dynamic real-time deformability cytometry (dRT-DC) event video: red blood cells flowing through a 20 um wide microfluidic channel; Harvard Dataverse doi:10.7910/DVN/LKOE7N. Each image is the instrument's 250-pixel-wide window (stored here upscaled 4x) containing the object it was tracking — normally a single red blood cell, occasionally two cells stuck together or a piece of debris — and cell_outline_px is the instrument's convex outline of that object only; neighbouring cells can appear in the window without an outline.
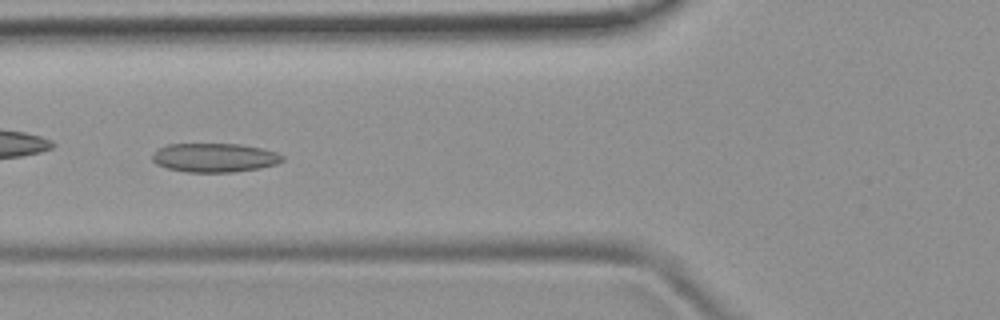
{"species": "common noctule bat (a hibernating species)", "species_latin": "Nyctalus noctula", "temperature_condition": "room temperature", "stored_images_in_passage": 9, "camera_frame_rate_fps": 3000, "um_per_image_px": 0.085, "animal": {"sex": "female", "body_mass_g": 19.9}, "frame": {"image": 1, "passage_image": 4, "time_ms": 1.0, "image_size_px": [1000, 320], "cell_outline_px": [[284, 160], [276, 164], [260, 168], [232, 172], [184, 172], [168, 168], [156, 164], [152, 160], [152, 156], [160, 148], [168, 144], [240, 144], [260, 148], [276, 152], [284, 156]], "centroid_in_image_um": [18.25, 13.4], "position_along_channel_um": 107.6, "area_um2": 21.85}}
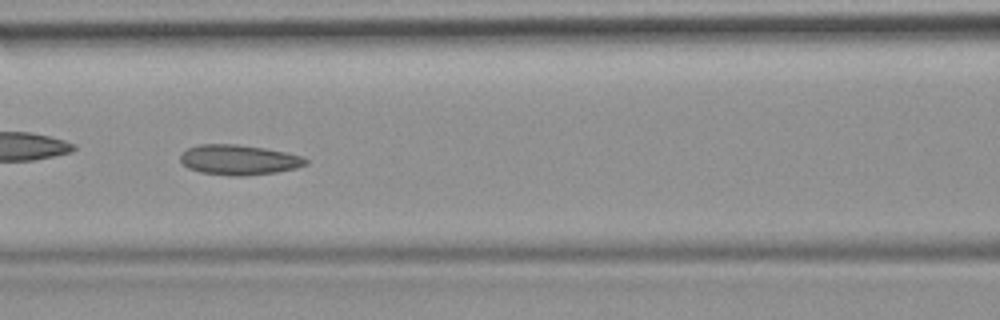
{"frame": {"image": 2, "passage_image": 7, "time_ms": 2.0, "image_size_px": [1000, 320], "cell_outline_px": [[308, 164], [296, 168], [276, 172], [244, 176], [232, 176], [200, 172], [188, 168], [180, 160], [180, 156], [188, 148], [200, 144], [236, 144], [264, 148], [284, 152], [300, 156], [308, 160]], "centroid_in_image_um": [20.3, 13.59], "position_along_channel_um": 146.3, "area_um2": 21.85}}